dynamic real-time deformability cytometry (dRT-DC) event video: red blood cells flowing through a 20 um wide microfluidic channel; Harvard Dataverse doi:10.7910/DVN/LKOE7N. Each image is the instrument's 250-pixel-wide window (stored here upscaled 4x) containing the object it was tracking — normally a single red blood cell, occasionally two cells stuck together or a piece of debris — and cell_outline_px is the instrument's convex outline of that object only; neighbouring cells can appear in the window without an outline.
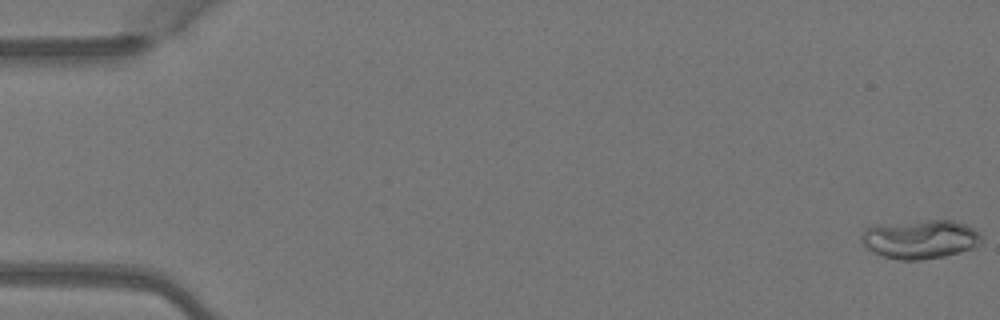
{"species": "Egyptian fruit bat (a non-hibernating species)", "species_latin": "Rousettus aegyptiacus", "temperature_condition": "warm", "stored_images_in_passage": 5, "camera_frame_rate_fps": 3000, "um_per_image_px": 0.085, "animal": {"sex": "female"}, "frame": {"image": 1, "passage_image": 1, "time_ms": 0.0, "image_size_px": [1000, 320], "cell_outline_px": [[984, 240], [980, 244], [972, 248], [960, 252], [944, 256], [920, 260], [896, 260], [872, 252], [864, 244], [860, 236], [864, 228], [876, 224], [932, 220], [952, 220], [968, 224], [976, 228], [980, 232]], "centroid_in_image_um": [78.25, 20.32], "position_along_channel_um": 6.7, "area_um2": 27.63}}